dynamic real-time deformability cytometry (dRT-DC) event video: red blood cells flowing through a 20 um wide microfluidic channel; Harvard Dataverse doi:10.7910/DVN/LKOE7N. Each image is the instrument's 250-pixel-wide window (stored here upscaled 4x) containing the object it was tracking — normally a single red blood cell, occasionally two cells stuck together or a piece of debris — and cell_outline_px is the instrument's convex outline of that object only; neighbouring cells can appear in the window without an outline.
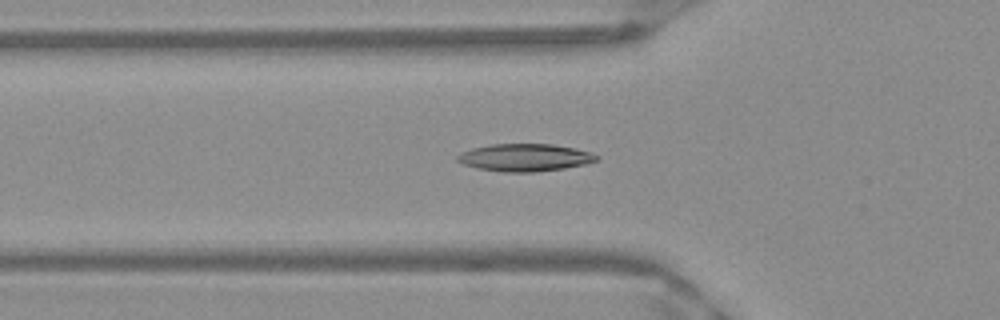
{"species": "Egyptian fruit bat (a non-hibernating species)", "species_latin": "Rousettus aegyptiacus", "temperature_condition": "warm", "stored_images_in_passage": 35, "camera_frame_rate_fps": 3000, "um_per_image_px": 0.085, "frame": {"image": 1, "passage_image": 2, "time_ms": 0.333, "image_size_px": [1000, 320], "cell_outline_px": [[600, 160], [584, 164], [564, 168], [536, 172], [504, 172], [480, 168], [464, 164], [456, 160], [456, 156], [460, 152], [472, 148], [492, 144], [552, 144], [592, 152], [600, 156]], "centroid_in_image_um": [44.63, 13.38], "position_along_channel_um": 81.2, "area_um2": 22.25}}
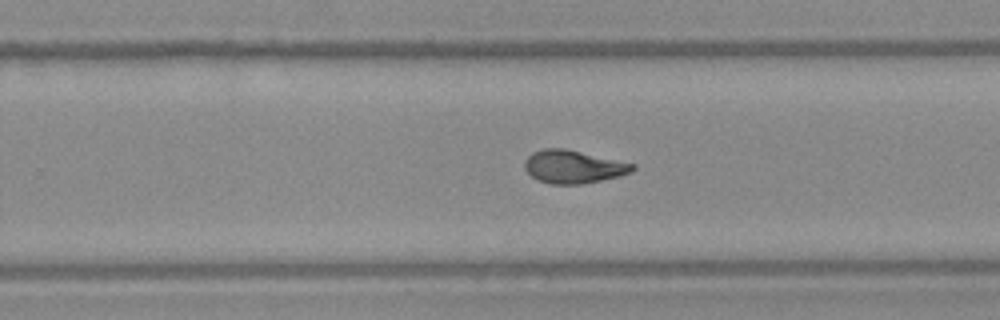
{"frame": {"image": 2, "passage_image": 17, "time_ms": 5.333, "image_size_px": [1000, 320], "cell_outline_px": [[636, 168], [632, 172], [620, 176], [584, 184], [552, 184], [540, 180], [532, 176], [524, 168], [524, 160], [532, 152], [544, 148], [564, 148], [636, 164]], "centroid_in_image_um": [48.75, 14.17], "position_along_channel_um": 281.0, "area_um2": 20.81}}
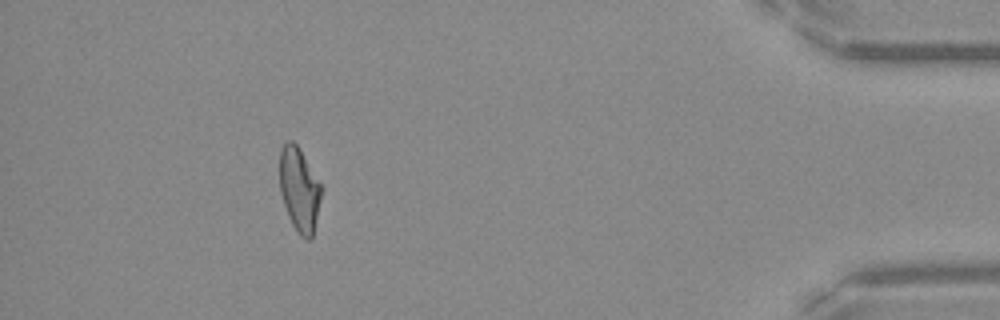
{"frame": {"image": 3, "passage_image": 31, "time_ms": 10.0, "image_size_px": [1000, 320], "cell_outline_px": [[324, 188], [312, 236], [308, 240], [300, 236], [292, 224], [288, 216], [280, 192], [280, 148], [288, 140], [292, 140], [300, 148]], "centroid_in_image_um": [25.46, 16.08], "position_along_channel_um": 409.7, "area_um2": 20.63}, "authors_computed_cell_mechanics": {"area_um2": 20.9236, "velocity_mm_per_s": 3.9734, "shape_relaxation_time_tau1_ms": null, "shape_relaxation_time_tau2_ms": 2.2276, "deformation_change_tau1": null, "deformation_change_tau2": 0.0864}}